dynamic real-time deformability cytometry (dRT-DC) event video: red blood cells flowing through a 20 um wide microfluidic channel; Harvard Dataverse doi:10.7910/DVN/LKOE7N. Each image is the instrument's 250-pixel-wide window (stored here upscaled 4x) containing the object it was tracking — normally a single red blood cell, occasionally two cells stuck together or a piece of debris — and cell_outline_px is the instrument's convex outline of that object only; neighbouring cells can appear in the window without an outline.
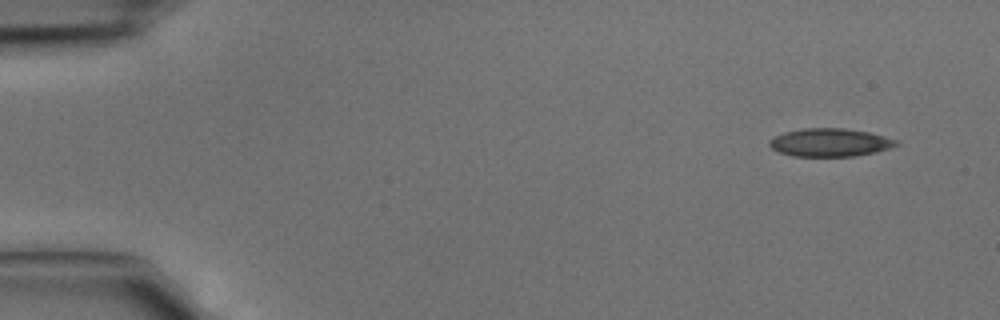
{"species": "common noctule bat (a hibernating species)", "species_latin": "Nyctalus noctula", "temperature_condition": "cold", "stored_images_in_passage": 3, "camera_frame_rate_fps": 3000, "um_per_image_px": 0.085, "animal": {"sex": "male", "body_mass_g": 15.6}, "frame": {"image": 1, "passage_image": 1, "time_ms": 0.0, "image_size_px": [1000, 320], "cell_outline_px": [[900, 144], [876, 152], [856, 156], [792, 156], [780, 152], [772, 148], [768, 144], [768, 140], [784, 132], [804, 128], [844, 128], [868, 132], [900, 140]], "centroid_in_image_um": [70.57, 12.11], "position_along_channel_um": 14.4, "area_um2": 20.81}}
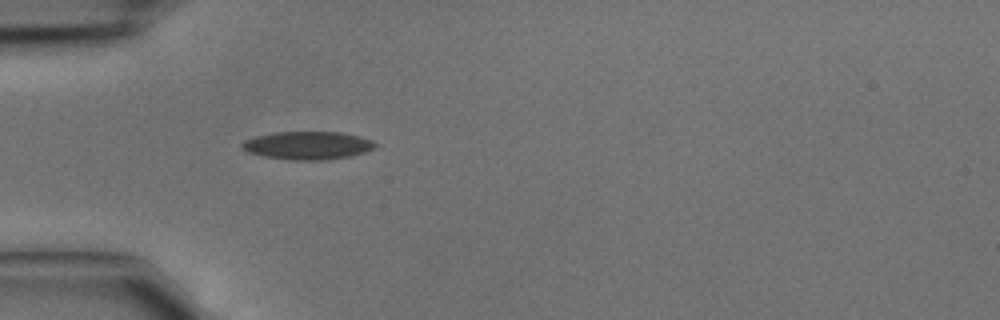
{"frame": {"image": 2, "passage_image": 3, "time_ms": 0.667, "image_size_px": [1000, 320], "cell_outline_px": [[376, 148], [352, 156], [328, 160], [288, 160], [264, 156], [248, 152], [240, 144], [244, 140], [256, 136], [276, 132], [340, 132], [360, 136], [372, 140], [376, 144]], "centroid_in_image_um": [26.18, 12.37], "position_along_channel_um": 58.8, "area_um2": 21.85}}